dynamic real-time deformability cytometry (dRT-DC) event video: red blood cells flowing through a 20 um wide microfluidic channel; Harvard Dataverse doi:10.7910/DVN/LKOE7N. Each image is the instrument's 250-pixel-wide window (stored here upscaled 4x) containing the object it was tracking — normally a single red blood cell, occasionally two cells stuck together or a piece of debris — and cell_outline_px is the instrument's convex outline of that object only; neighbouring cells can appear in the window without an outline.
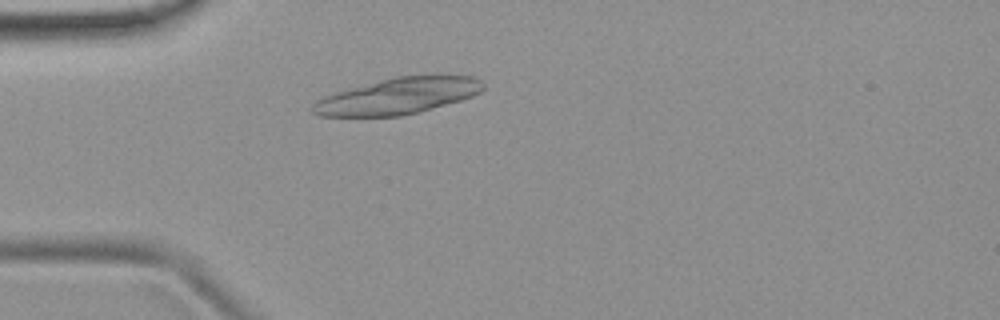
{"species": "common noctule bat (a hibernating species)", "species_latin": "Nyctalus noctula", "temperature_condition": "room temperature", "stored_images_in_passage": 4, "camera_frame_rate_fps": 3000, "um_per_image_px": 0.085, "animal": {"sex": "female", "body_mass_g": 19.9}, "frame": {"image": 1, "passage_image": 2, "time_ms": 0.333, "image_size_px": [1000, 320], "cell_outline_px": [[484, 88], [480, 92], [472, 96], [460, 100], [432, 108], [400, 116], [320, 116], [312, 112], [312, 104], [316, 100], [332, 92], [396, 76], [436, 72], [440, 72], [476, 76], [484, 84]], "centroid_in_image_um": [33.89, 8.1], "position_along_channel_um": 51.1, "area_um2": 36.88}}